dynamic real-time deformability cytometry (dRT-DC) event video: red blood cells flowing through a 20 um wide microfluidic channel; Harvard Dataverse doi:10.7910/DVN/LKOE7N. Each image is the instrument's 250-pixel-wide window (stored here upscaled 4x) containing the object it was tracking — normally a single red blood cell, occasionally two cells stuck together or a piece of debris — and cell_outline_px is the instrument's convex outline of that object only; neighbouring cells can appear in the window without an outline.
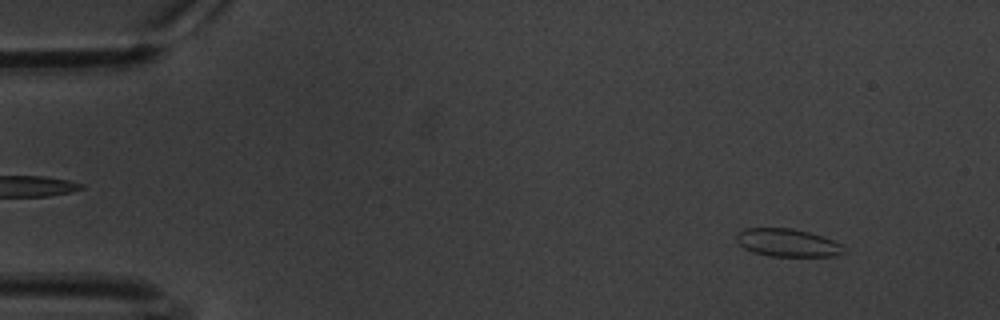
{"species": "common noctule bat (a hibernating species)", "species_latin": "Nyctalus noctula", "temperature_condition": "warm", "stored_images_in_passage": 60, "camera_frame_rate_fps": 3000, "um_per_image_px": 0.085, "animal": {"sex": "male", "body_mass_g": 20.1, "forearm_length_mm": 53.5}, "frame": {"image": 1, "passage_image": 6, "time_ms": 1.667, "image_size_px": [1000, 320], "cell_outline_px": [[848, 252], [836, 256], [772, 256], [752, 252], [744, 248], [736, 240], [736, 232], [744, 228], [792, 228], [824, 236], [840, 244]], "centroid_in_image_um": [66.94, 20.63], "position_along_channel_um": 18.1, "area_um2": 17.57}}
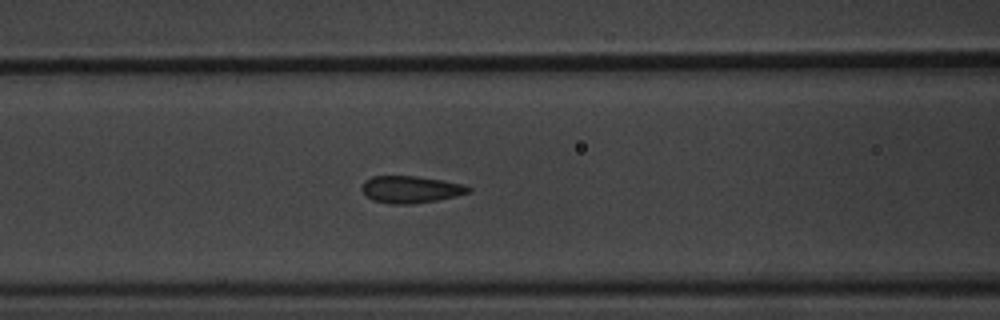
{"frame": {"image": 2, "passage_image": 25, "time_ms": 8.0, "image_size_px": [1000, 320], "cell_outline_px": [[472, 188], [468, 192], [456, 196], [436, 200], [408, 204], [388, 204], [372, 200], [360, 188], [364, 180], [372, 176], [416, 176], [464, 184]], "centroid_in_image_um": [34.87, 16.1], "position_along_channel_um": 131.7, "area_um2": 16.7}}
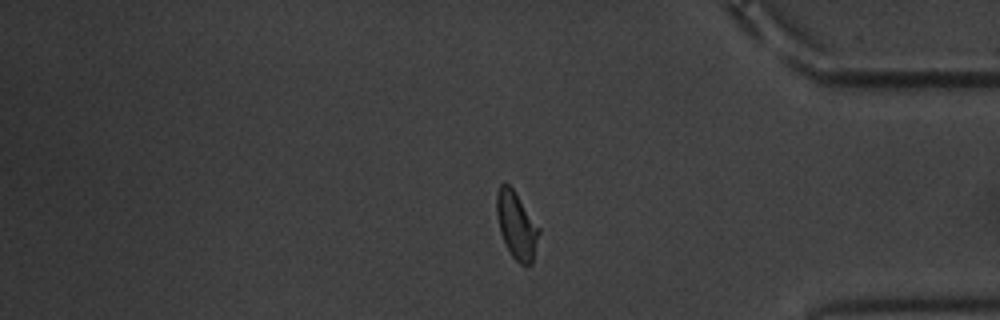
{"frame": {"image": 3, "passage_image": 50, "time_ms": 16.333, "image_size_px": [1000, 320], "cell_outline_px": [[540, 232], [532, 264], [520, 264], [512, 256], [500, 232], [496, 216], [496, 192], [500, 184], [508, 184], [512, 188], [540, 228]], "centroid_in_image_um": [43.9, 19.15], "position_along_channel_um": 391.3, "area_um2": 16.36}, "authors_computed_cell_mechanics": {"area_um2": 16.9932, "velocity_mm_per_s": 3.3652, "shape_relaxation_time_tau1_ms": 4.162, "shape_relaxation_time_tau2_ms": 0.9647, "deformation_change_tau1": 0.091, "deformation_change_tau2": 0.0622}}